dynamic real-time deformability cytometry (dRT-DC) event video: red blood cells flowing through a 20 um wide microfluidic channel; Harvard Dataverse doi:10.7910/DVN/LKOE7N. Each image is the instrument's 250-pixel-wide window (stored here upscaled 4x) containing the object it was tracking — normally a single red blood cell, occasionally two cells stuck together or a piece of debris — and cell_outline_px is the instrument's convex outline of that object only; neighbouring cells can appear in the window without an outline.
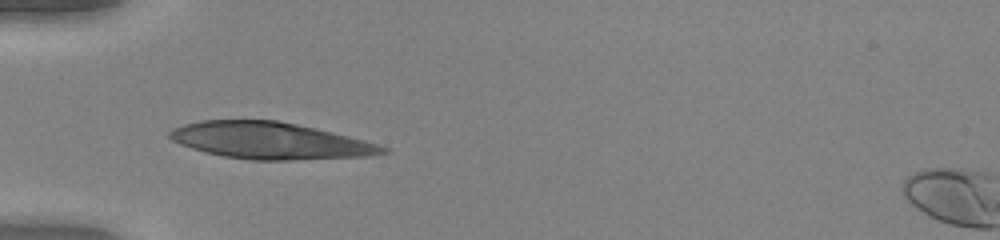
{"species": "human", "species_latin": "Homo sapiens", "temperature_condition": "warm", "stored_images_in_passage": 35, "camera_frame_rate_fps": 3000, "um_per_image_px": 0.085, "donor": {"sex": "female"}, "frame": {"image": 1, "passage_image": 4, "time_ms": 1.0, "image_size_px": [1000, 240], "cell_outline_px": [[388, 152], [372, 156], [292, 160], [252, 160], [224, 156], [204, 152], [180, 144], [172, 140], [168, 136], [168, 132], [172, 128], [184, 124], [200, 120], [276, 120], [316, 128], [364, 140], [388, 148]], "centroid_in_image_um": [22.94, 11.96], "position_along_channel_um": 62.1, "area_um2": 45.49}}
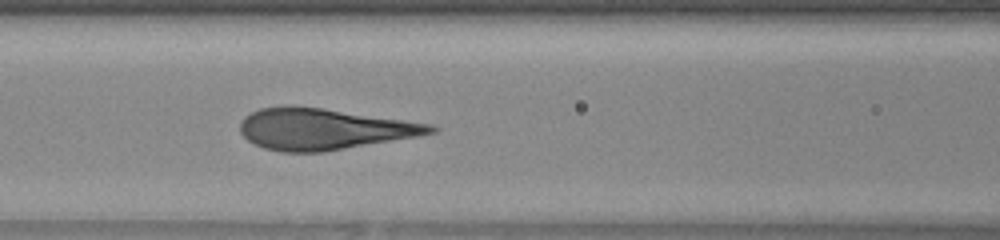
{"frame": {"image": 2, "passage_image": 10, "time_ms": 3.0, "image_size_px": [1000, 240], "cell_outline_px": [[440, 128], [436, 132], [416, 136], [324, 152], [280, 152], [264, 148], [248, 140], [240, 132], [240, 120], [244, 116], [260, 108], [320, 108], [432, 124]], "centroid_in_image_um": [27.52, 11.0], "position_along_channel_um": 139.1, "area_um2": 44.68}}
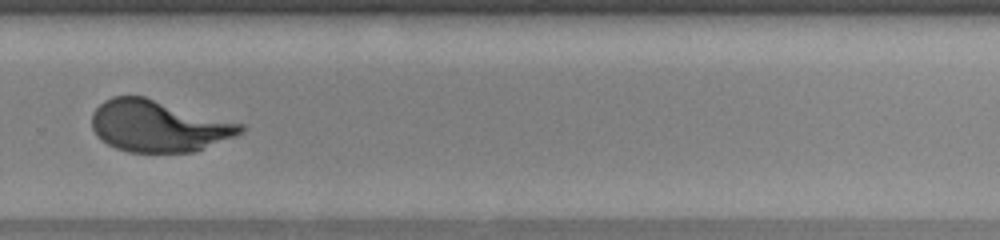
{"frame": {"image": 3, "passage_image": 23, "time_ms": 7.333, "image_size_px": [1000, 240], "cell_outline_px": [[244, 132], [236, 136], [196, 152], [128, 152], [116, 148], [108, 144], [96, 136], [92, 128], [92, 112], [104, 100], [112, 96], [144, 96], [244, 124]], "centroid_in_image_um": [13.48, 10.72], "position_along_channel_um": 316.3, "area_um2": 44.91}}